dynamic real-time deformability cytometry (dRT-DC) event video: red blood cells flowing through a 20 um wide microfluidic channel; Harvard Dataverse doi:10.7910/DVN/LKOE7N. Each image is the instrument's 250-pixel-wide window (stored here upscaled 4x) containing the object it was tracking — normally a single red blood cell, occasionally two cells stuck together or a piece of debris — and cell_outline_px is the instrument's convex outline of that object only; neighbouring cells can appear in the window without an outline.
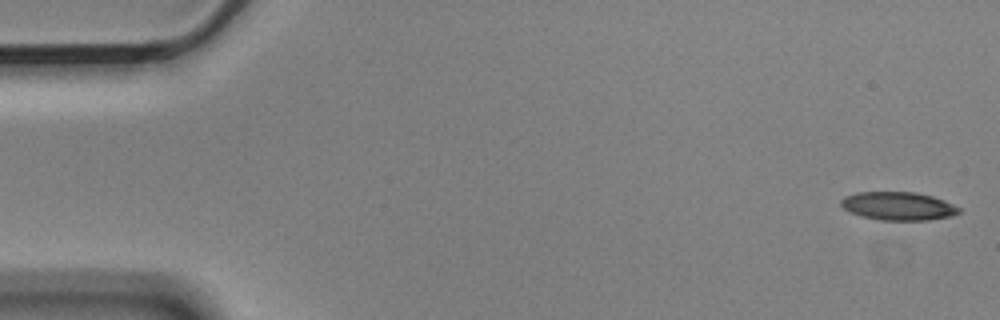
{"species": "Egyptian fruit bat (a non-hibernating species)", "species_latin": "Rousettus aegyptiacus", "temperature_condition": "cold", "stored_images_in_passage": 10, "camera_frame_rate_fps": 3000, "um_per_image_px": 0.085, "animal": {"sex": "male"}, "frame": {"image": 1, "passage_image": 1, "time_ms": 0.0, "image_size_px": [1000, 320], "cell_outline_px": [[960, 212], [952, 216], [928, 220], [880, 220], [860, 216], [848, 212], [840, 204], [840, 200], [844, 196], [856, 192], [916, 192], [932, 196], [944, 200], [960, 208]], "centroid_in_image_um": [76.32, 17.51], "position_along_channel_um": 8.7, "area_um2": 19.59}}
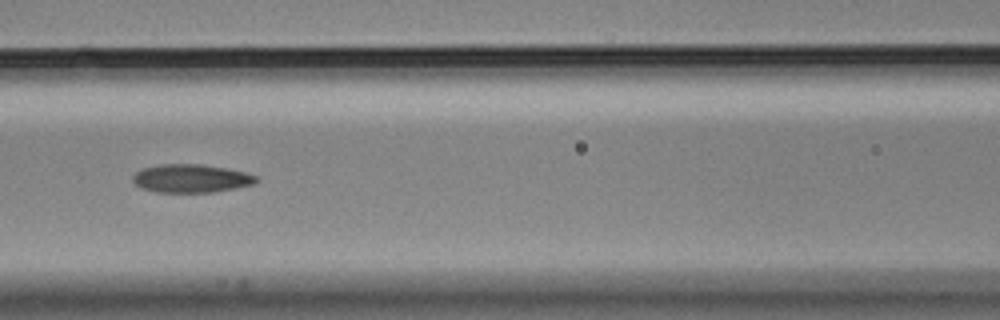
{"frame": {"image": 2, "passage_image": 7, "time_ms": 2.0, "image_size_px": [1000, 320], "cell_outline_px": [[256, 180], [252, 184], [236, 188], [212, 192], [156, 192], [140, 188], [132, 180], [132, 176], [136, 172], [144, 168], [160, 164], [200, 164], [228, 168], [244, 172], [256, 176]], "centroid_in_image_um": [16.2, 15.16], "position_along_channel_um": 150.4, "area_um2": 20.23}}
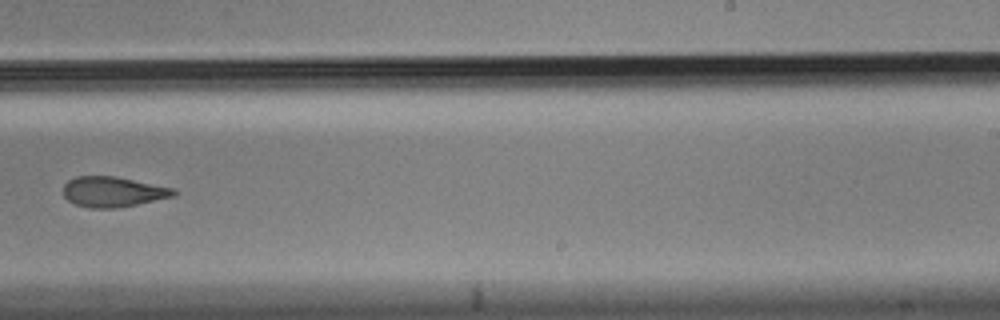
{"frame": {"image": 3, "passage_image": 10, "time_ms": 3.0, "image_size_px": [1000, 320], "cell_outline_px": [[176, 196], [116, 208], [92, 208], [76, 204], [68, 200], [64, 196], [64, 184], [68, 180], [76, 176], [116, 176], [176, 188]], "centroid_in_image_um": [9.63, 16.29], "position_along_channel_um": 279.4, "area_um2": 19.54}}